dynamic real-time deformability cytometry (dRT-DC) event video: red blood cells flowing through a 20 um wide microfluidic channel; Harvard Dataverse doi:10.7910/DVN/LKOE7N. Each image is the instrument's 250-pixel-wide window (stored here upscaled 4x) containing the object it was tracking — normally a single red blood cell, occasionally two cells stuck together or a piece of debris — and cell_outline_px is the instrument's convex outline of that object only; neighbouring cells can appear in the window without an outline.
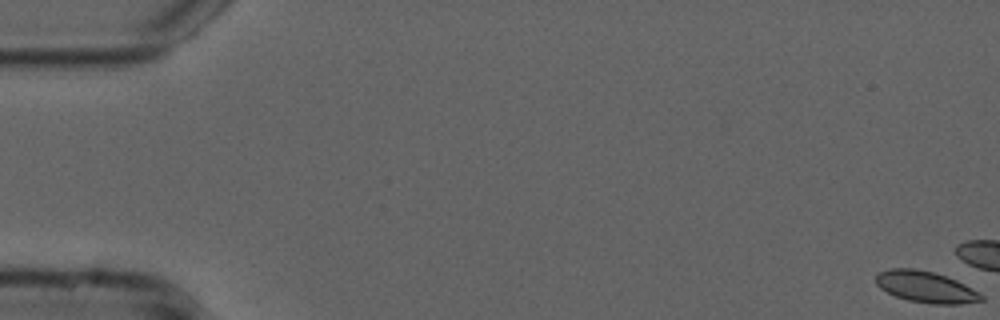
{"species": "common noctule bat (a hibernating species)", "species_latin": "Nyctalus noctula", "temperature_condition": "cold", "stored_images_in_passage": 9, "camera_frame_rate_fps": 3000, "um_per_image_px": 0.085, "animal": {"sex": "male", "forearm_length_mm": 52.5}, "frame": {"image": 1, "passage_image": 1, "time_ms": 0.0, "image_size_px": [1000, 320], "cell_outline_px": [[984, 300], [960, 304], [932, 304], [908, 300], [896, 296], [880, 288], [876, 284], [876, 276], [880, 272], [888, 268], [916, 268], [932, 272], [956, 280], [980, 292], [984, 296]], "centroid_in_image_um": [78.7, 24.39], "position_along_channel_um": 6.3, "area_um2": 19.19}}